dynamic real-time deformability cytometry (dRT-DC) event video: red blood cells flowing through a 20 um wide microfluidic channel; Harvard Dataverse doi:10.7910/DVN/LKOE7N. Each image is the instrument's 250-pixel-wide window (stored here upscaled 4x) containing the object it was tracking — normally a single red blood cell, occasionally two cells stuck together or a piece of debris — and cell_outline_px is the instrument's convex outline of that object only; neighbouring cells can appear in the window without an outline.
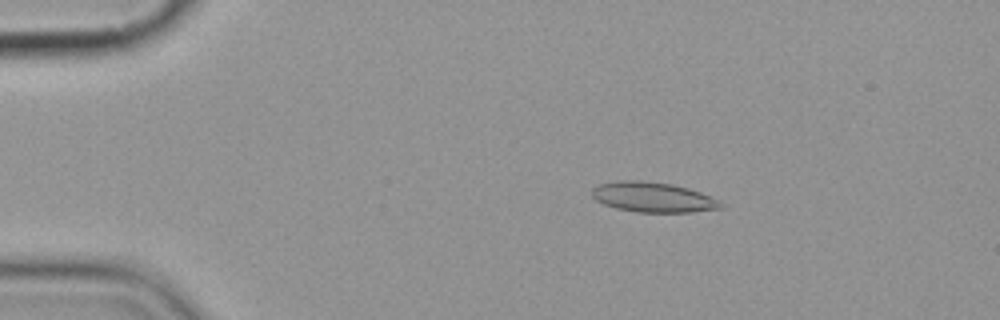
{"species": "common noctule bat (a hibernating species)", "species_latin": "Nyctalus noctula", "temperature_condition": "cold", "stored_images_in_passage": 3, "camera_frame_rate_fps": 3000, "um_per_image_px": 0.085, "animal": {"sex": "female", "body_mass_g": 19.9}, "frame": {"image": 1, "passage_image": 1, "time_ms": 0.0, "image_size_px": [1000, 320], "cell_outline_px": [[724, 208], [692, 212], [636, 212], [616, 208], [604, 204], [596, 200], [592, 196], [592, 188], [600, 184], [620, 180], [640, 180], [672, 184], [688, 188], [700, 192], [720, 200], [724, 204]], "centroid_in_image_um": [55.53, 16.76], "position_along_channel_um": 29.5, "area_um2": 22.66}}